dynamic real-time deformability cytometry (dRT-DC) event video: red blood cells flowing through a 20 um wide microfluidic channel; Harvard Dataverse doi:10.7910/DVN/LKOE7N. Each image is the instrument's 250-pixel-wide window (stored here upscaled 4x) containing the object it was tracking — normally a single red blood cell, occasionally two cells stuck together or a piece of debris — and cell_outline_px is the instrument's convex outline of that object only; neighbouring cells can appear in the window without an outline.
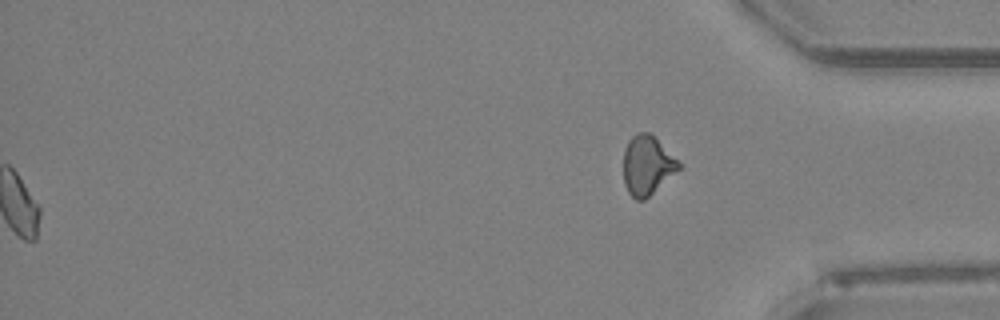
{"species": "Egyptian fruit bat (a non-hibernating species)", "species_latin": "Rousettus aegyptiacus", "temperature_condition": "room temperature", "stored_images_in_passage": 43, "segment_of_instrument_passage": [2, 2], "camera_frame_rate_fps": 3000, "um_per_image_px": 0.085, "animal": {"sex": "female"}, "frame": {"image": 1, "passage_image": 43, "time_ms": 14.0, "image_size_px": [1000, 320], "cell_outline_px": [[680, 168], [644, 200], [636, 200], [628, 192], [624, 184], [624, 148], [628, 140], [636, 132], [648, 132], [680, 164]], "centroid_in_image_um": [54.95, 14.06], "position_along_channel_um": 380.3, "area_um2": 18.5}}